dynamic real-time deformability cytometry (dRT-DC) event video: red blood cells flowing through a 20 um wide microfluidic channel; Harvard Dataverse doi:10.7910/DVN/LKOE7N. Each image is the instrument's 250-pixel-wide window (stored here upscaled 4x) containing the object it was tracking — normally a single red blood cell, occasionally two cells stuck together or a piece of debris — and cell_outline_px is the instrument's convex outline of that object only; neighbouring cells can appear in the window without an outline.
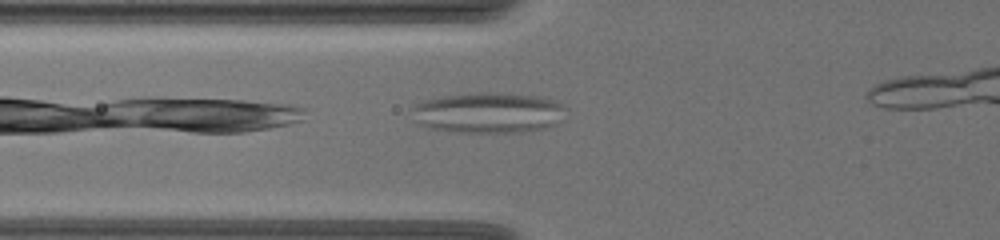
{"species": "common noctule bat (a hibernating species)", "species_latin": "Nyctalus noctula", "temperature_condition": "warm", "stored_images_in_passage": 37, "camera_frame_rate_fps": 3000, "um_per_image_px": 0.085, "animal": {"sex": "female", "body_mass_g": 19.5, "forearm_length_mm": 54.1}, "frame": {"image": 1, "passage_image": 7, "time_ms": 2.0, "image_size_px": [1000, 240], "cell_outline_px": [[556, 104], [552, 124], [540, 128], [512, 132], [456, 132], [432, 128], [424, 124], [420, 120], [412, 108], [416, 104], [428, 100], [444, 96], [476, 92], [496, 92], [536, 96], [552, 100]], "centroid_in_image_um": [41.34, 9.56], "position_along_channel_um": 84.5, "area_um2": 34.16}}
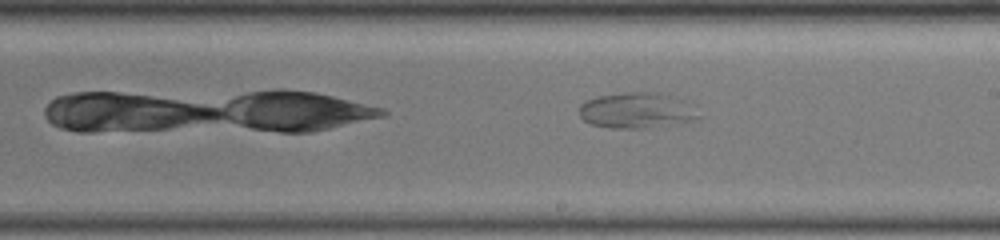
{"frame": {"image": 2, "passage_image": 20, "time_ms": 6.333, "image_size_px": [1000, 240], "cell_outline_px": [[696, 116], [688, 120], [640, 128], [612, 128], [592, 124], [584, 120], [580, 116], [580, 104], [588, 100], [600, 96], [624, 92], [660, 92], [668, 96]], "centroid_in_image_um": [53.84, 9.38], "position_along_channel_um": 235.2, "area_um2": 22.89}}
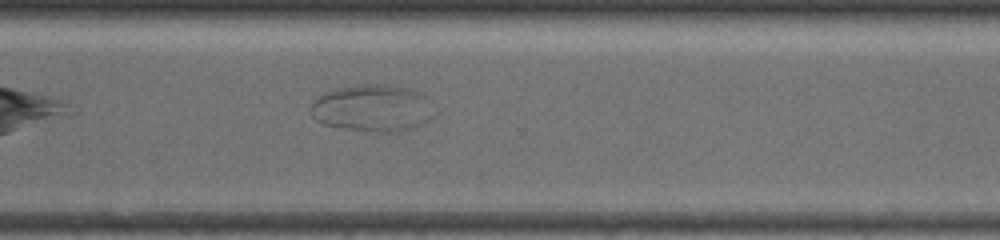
{"frame": {"image": 3, "passage_image": 29, "time_ms": 9.333, "image_size_px": [1000, 240], "cell_outline_px": [[428, 96], [424, 124], [400, 132], [376, 132], [348, 128], [324, 124], [316, 120], [312, 116], [312, 100], [324, 92], [336, 88], [364, 84], [392, 84], [412, 88]], "centroid_in_image_um": [31.59, 9.16], "position_along_channel_um": 339.0, "area_um2": 33.29}}